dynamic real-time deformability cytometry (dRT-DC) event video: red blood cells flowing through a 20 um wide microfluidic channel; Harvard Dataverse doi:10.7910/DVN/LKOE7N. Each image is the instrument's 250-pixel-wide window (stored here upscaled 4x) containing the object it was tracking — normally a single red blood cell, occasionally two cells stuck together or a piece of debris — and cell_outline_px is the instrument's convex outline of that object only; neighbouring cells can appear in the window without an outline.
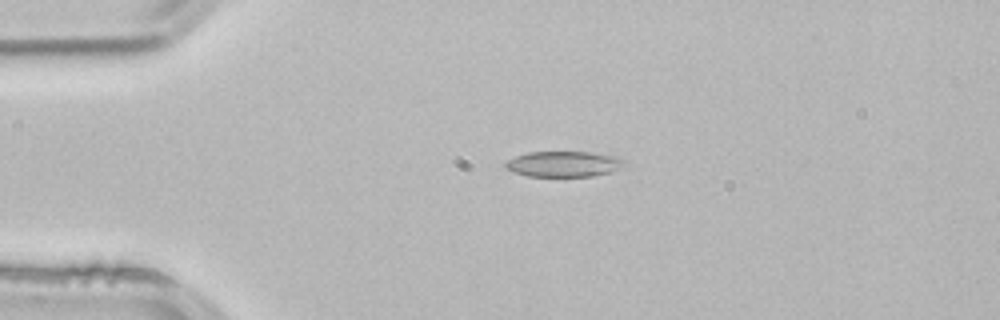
{"species": "common noctule bat (a hibernating species)", "species_latin": "Nyctalus noctula", "temperature_condition": "room temperature", "stored_images_in_passage": 4, "camera_frame_rate_fps": 3000, "um_per_image_px": 0.085, "animal": {"sex": "male", "body_mass_g": 21.5, "forearm_length_mm": 52.0}, "frame": {"image": 1, "passage_image": 3, "time_ms": 0.667, "image_size_px": [1000, 320], "cell_outline_px": [[628, 164], [624, 168], [612, 172], [596, 176], [528, 176], [512, 172], [504, 168], [504, 164], [508, 160], [516, 156], [528, 152], [592, 152], [616, 156], [624, 160]], "centroid_in_image_um": [47.97, 13.95], "position_along_channel_um": 37.0, "area_um2": 18.09}}